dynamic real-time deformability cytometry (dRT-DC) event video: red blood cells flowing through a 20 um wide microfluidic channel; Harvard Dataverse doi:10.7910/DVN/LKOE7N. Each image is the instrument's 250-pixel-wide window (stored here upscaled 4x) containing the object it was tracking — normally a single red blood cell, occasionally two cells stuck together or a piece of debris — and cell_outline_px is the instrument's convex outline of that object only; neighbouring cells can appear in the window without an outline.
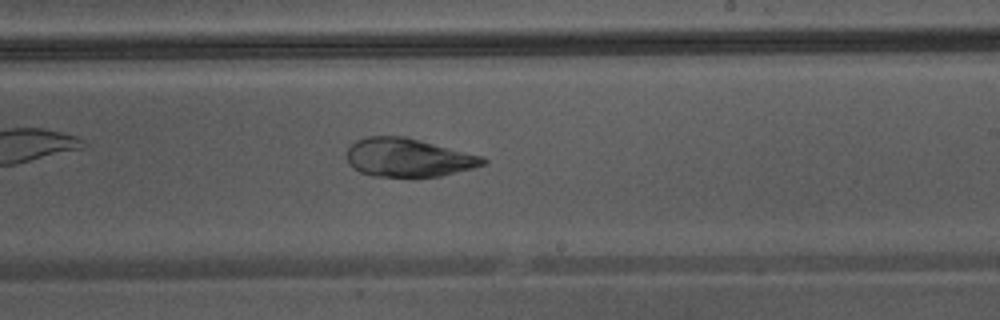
{"species": "Egyptian fruit bat (a non-hibernating species)", "species_latin": "Rousettus aegyptiacus", "temperature_condition": "warm", "stored_images_in_passage": 24, "camera_frame_rate_fps": 3000, "um_per_image_px": 0.085, "animal": {"sex": "male"}, "frame": {"image": 1, "passage_image": 14, "time_ms": 4.333, "image_size_px": [1000, 320], "cell_outline_px": [[488, 160], [484, 164], [472, 168], [440, 176], [372, 176], [360, 172], [352, 168], [348, 164], [348, 148], [356, 140], [368, 136], [404, 136], [484, 156]], "centroid_in_image_um": [34.69, 13.39], "position_along_channel_um": 254.3, "area_um2": 30.4}}